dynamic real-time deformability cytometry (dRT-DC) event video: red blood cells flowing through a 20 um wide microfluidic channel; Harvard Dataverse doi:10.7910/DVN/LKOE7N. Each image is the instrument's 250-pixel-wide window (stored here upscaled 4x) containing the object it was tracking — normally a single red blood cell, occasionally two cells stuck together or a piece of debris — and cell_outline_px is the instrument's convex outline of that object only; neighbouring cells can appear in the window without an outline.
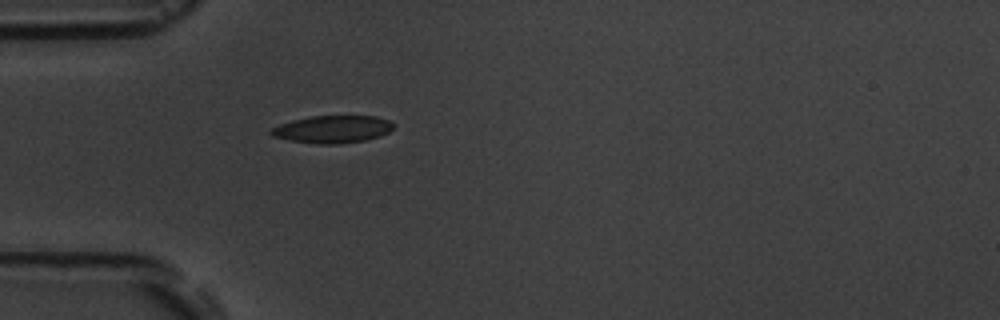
{"species": "common noctule bat (a hibernating species)", "species_latin": "Nyctalus noctula", "temperature_condition": "room temperature", "stored_images_in_passage": 5, "camera_frame_rate_fps": 3000, "um_per_image_px": 0.085, "animal": {"sex": "male", "body_mass_g": 19.5, "forearm_length_mm": 54.6}, "frame": {"image": 1, "passage_image": 5, "time_ms": 5.333, "image_size_px": [1000, 320], "cell_outline_px": [[396, 124], [388, 132], [380, 136], [364, 140], [336, 144], [320, 144], [292, 140], [272, 136], [268, 132], [272, 128], [280, 124], [292, 120], [312, 116], [376, 116], [388, 120]], "centroid_in_image_um": [28.28, 10.98], "position_along_channel_um": 56.7, "area_um2": 19.42}}